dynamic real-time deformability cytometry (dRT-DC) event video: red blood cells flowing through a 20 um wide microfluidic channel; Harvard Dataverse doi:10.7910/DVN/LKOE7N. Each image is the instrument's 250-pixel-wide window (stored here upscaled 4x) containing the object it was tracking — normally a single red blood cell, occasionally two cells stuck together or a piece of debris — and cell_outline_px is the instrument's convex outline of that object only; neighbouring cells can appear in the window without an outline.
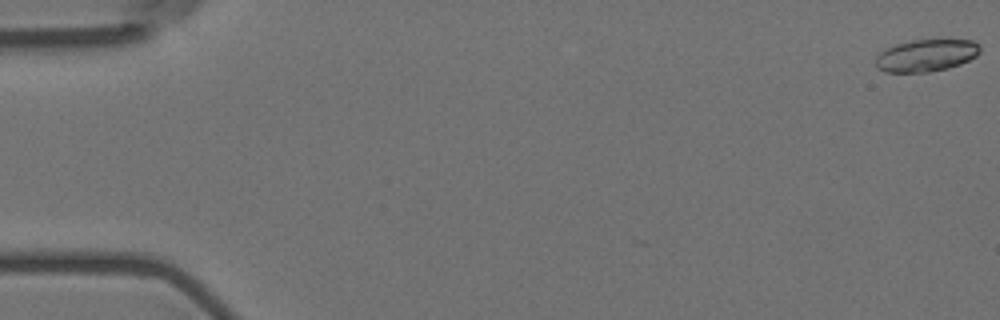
{"species": "Egyptian fruit bat (a non-hibernating species)", "species_latin": "Rousettus aegyptiacus", "temperature_condition": "room temperature", "stored_images_in_passage": 5, "camera_frame_rate_fps": 3000, "um_per_image_px": 0.085, "animal": {"sex": "female"}, "frame": {"image": 1, "passage_image": 1, "time_ms": 0.0, "image_size_px": [1000, 320], "cell_outline_px": [[980, 52], [976, 56], [960, 64], [948, 68], [928, 72], [884, 72], [876, 64], [876, 56], [884, 48], [896, 44], [912, 40], [972, 40], [980, 48]], "centroid_in_image_um": [78.7, 4.71], "position_along_channel_um": 6.3, "area_um2": 19.42}}